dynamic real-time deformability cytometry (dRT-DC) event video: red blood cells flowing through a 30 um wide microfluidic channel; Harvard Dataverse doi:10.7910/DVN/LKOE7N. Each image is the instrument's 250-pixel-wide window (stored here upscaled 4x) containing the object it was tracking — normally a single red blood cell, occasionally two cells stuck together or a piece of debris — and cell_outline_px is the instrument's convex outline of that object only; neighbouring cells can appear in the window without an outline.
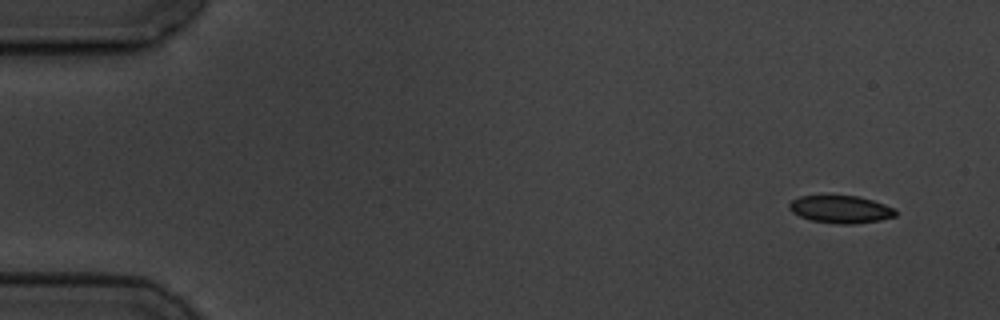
{"species": "common noctule bat (a hibernating species)", "species_latin": "Nyctalus noctula", "temperature_condition": "cold", "stored_images_in_passage": 6, "camera_frame_rate_fps": 3000, "um_per_image_px": 0.085, "animal": {"sex": "male", "body_mass_g": 19.5, "forearm_length_mm": 54.6}, "frame": {"image": 1, "passage_image": 1, "time_ms": 0.0, "image_size_px": [1000, 320], "cell_outline_px": [[896, 216], [880, 220], [852, 224], [840, 224], [812, 220], [800, 216], [792, 212], [788, 208], [788, 204], [792, 200], [800, 196], [856, 196], [872, 200], [896, 208]], "centroid_in_image_um": [71.46, 17.79], "position_along_channel_um": 13.5, "area_um2": 16.94}}
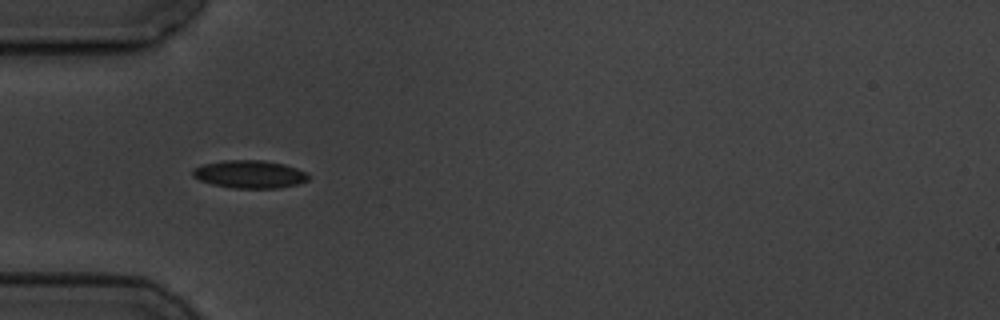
{"frame": {"image": 2, "passage_image": 5, "time_ms": 4.667, "image_size_px": [1000, 320], "cell_outline_px": [[308, 180], [296, 184], [276, 188], [232, 188], [212, 184], [200, 180], [192, 176], [192, 168], [204, 164], [224, 160], [264, 160], [284, 164], [308, 172]], "centroid_in_image_um": [21.2, 14.8], "position_along_channel_um": 63.8, "area_um2": 18.79}}
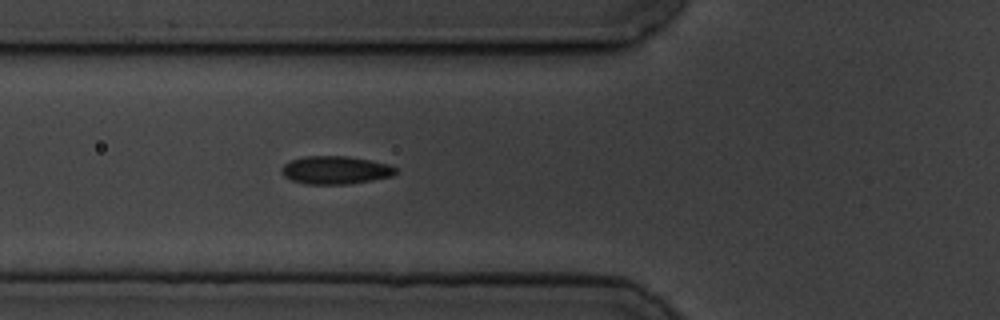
{"frame": {"image": 3, "passage_image": 6, "time_ms": 5.667, "image_size_px": [1000, 320], "cell_outline_px": [[400, 172], [392, 176], [372, 180], [348, 184], [304, 184], [292, 180], [284, 176], [280, 172], [280, 168], [284, 164], [292, 160], [304, 156], [348, 156], [388, 164], [396, 168]], "centroid_in_image_um": [28.51, 14.46], "position_along_channel_um": 97.3, "area_um2": 18.73}}